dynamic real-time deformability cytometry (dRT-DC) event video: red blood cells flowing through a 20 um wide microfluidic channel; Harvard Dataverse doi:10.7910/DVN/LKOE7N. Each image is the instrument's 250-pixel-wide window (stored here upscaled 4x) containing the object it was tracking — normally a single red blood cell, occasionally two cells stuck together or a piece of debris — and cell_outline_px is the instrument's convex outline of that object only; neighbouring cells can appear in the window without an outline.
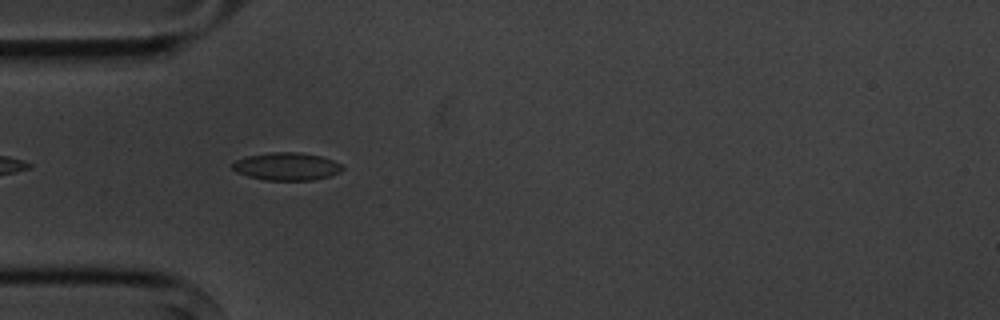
{"species": "common noctule bat (a hibernating species)", "species_latin": "Nyctalus noctula", "temperature_condition": "cold", "stored_images_in_passage": 4, "camera_frame_rate_fps": 3000, "um_per_image_px": 0.085, "animal": {"sex": "male", "body_mass_g": 20.1, "forearm_length_mm": 53.5}, "frame": {"image": 1, "passage_image": 4, "time_ms": 3.333, "image_size_px": [1000, 320], "cell_outline_px": [[344, 168], [340, 172], [328, 176], [312, 180], [264, 180], [248, 176], [236, 172], [232, 168], [232, 164], [236, 160], [248, 156], [268, 152], [300, 152], [320, 156], [332, 160], [340, 164]], "centroid_in_image_um": [24.35, 14.14], "position_along_channel_um": 60.7, "area_um2": 17.69}}